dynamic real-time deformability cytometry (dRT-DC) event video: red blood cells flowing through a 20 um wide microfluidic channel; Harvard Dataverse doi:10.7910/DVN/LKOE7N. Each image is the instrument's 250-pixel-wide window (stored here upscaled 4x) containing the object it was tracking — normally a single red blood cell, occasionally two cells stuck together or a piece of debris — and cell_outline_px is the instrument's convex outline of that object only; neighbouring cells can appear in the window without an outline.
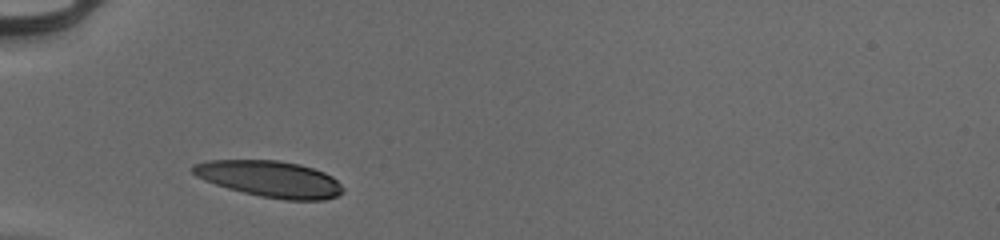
{"species": "human", "species_latin": "Homo sapiens", "temperature_condition": "cold", "stored_images_in_passage": 28, "camera_frame_rate_fps": 3000, "um_per_image_px": 0.085, "donor": {"sex": "male"}, "frame": {"image": 1, "passage_image": 1, "time_ms": 0.0, "image_size_px": [1000, 240], "cell_outline_px": [[344, 192], [336, 196], [324, 200], [284, 200], [260, 196], [228, 188], [204, 180], [196, 176], [188, 168], [192, 164], [208, 160], [280, 160], [300, 164], [324, 172], [332, 176], [344, 188]], "centroid_in_image_um": [22.93, 15.2], "position_along_channel_um": 62.1, "area_um2": 31.91}}
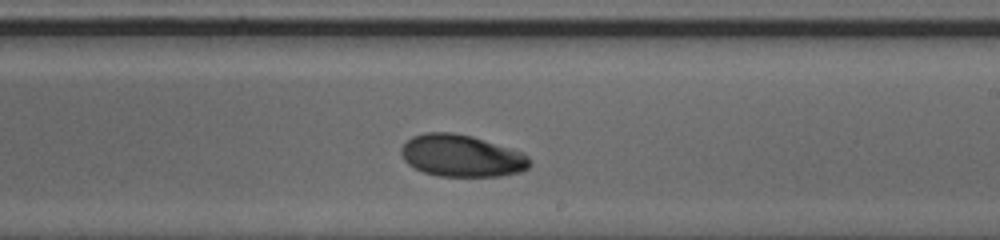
{"frame": {"image": 2, "passage_image": 16, "time_ms": 5.0, "image_size_px": [1000, 240], "cell_outline_px": [[532, 164], [528, 168], [520, 172], [500, 176], [440, 176], [424, 172], [408, 164], [404, 160], [400, 152], [400, 148], [412, 136], [424, 132], [452, 132], [472, 136], [520, 152], [528, 156], [532, 160]], "centroid_in_image_um": [39.22, 13.24], "position_along_channel_um": 249.8, "area_um2": 31.39}}
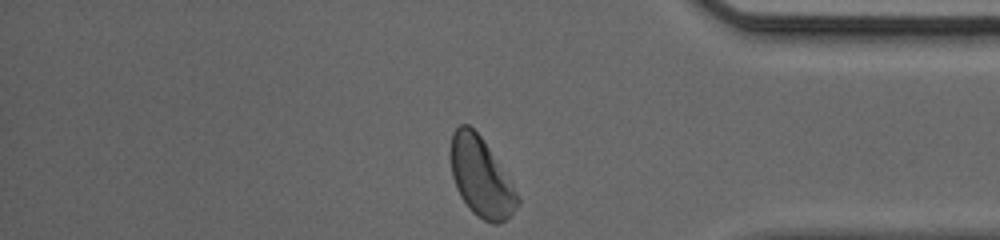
{"frame": {"image": 3, "passage_image": 28, "time_ms": 9.0, "image_size_px": [1000, 240], "cell_outline_px": [[520, 204], [504, 220], [496, 224], [492, 224], [484, 220], [472, 212], [460, 196], [456, 188], [452, 176], [452, 132], [460, 124], [468, 124], [480, 136], [512, 184], [520, 200]], "centroid_in_image_um": [40.88, 15.08], "position_along_channel_um": 394.3, "area_um2": 29.94}, "authors_computed_cell_mechanics": {"area_um2": 31.8189, "velocity_mm_per_s": 3.9613, "shape_relaxation_time_tau1_ms": 3.5415, "shape_relaxation_time_tau2_ms": null, "deformation_change_tau1": 0.1331, "deformation_change_tau2": null}}